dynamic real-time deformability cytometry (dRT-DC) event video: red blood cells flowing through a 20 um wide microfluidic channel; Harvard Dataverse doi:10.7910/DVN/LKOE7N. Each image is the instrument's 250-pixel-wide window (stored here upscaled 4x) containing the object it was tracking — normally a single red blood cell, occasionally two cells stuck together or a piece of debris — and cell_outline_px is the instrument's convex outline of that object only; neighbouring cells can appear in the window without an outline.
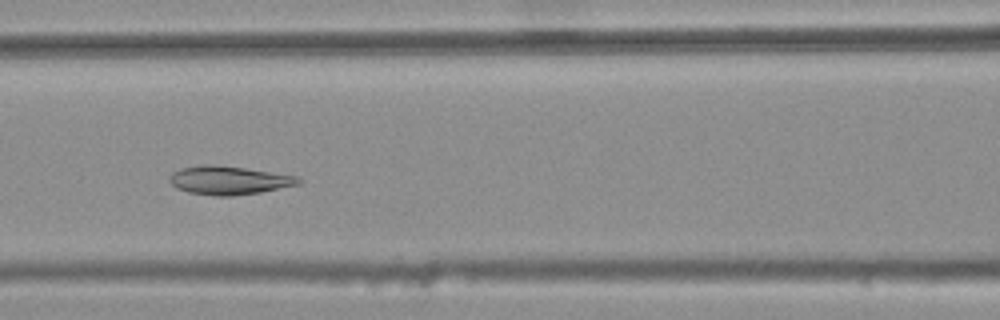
{"species": "common noctule bat (a hibernating species)", "species_latin": "Nyctalus noctula", "temperature_condition": "warm", "stored_images_in_passage": 46, "camera_frame_rate_fps": 3000, "um_per_image_px": 0.085, "animal": {"sex": "female", "body_mass_g": 25.1}, "frame": {"image": 1, "passage_image": 24, "time_ms": 7.667, "image_size_px": [1000, 320], "cell_outline_px": [[304, 180], [300, 184], [260, 192], [232, 196], [216, 196], [188, 192], [176, 188], [168, 180], [168, 176], [172, 172], [180, 168], [208, 164], [216, 164], [300, 176]], "centroid_in_image_um": [19.46, 15.32], "position_along_channel_um": 147.1, "area_um2": 21.62}}
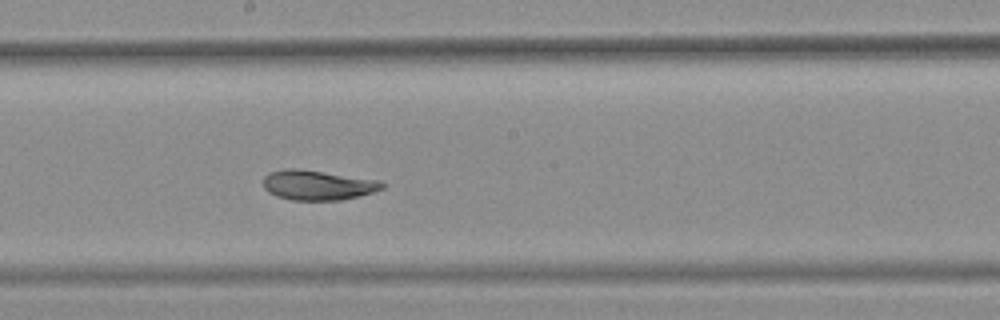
{"frame": {"image": 2, "passage_image": 30, "time_ms": 9.667, "image_size_px": [1000, 320], "cell_outline_px": [[384, 188], [360, 196], [340, 200], [292, 200], [276, 196], [268, 192], [264, 188], [264, 176], [268, 172], [284, 168], [296, 168], [380, 180], [384, 184]], "centroid_in_image_um": [26.98, 15.73], "position_along_channel_um": 221.2, "area_um2": 20.75}}
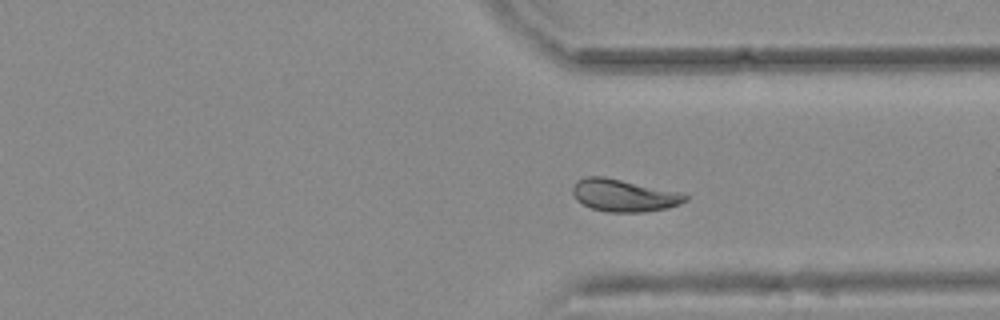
{"frame": {"image": 3, "passage_image": 41, "time_ms": 13.333, "image_size_px": [1000, 320], "cell_outline_px": [[688, 200], [680, 204], [664, 208], [644, 212], [608, 212], [592, 208], [576, 200], [572, 192], [572, 188], [576, 180], [588, 176], [604, 176], [684, 192], [688, 196]], "centroid_in_image_um": [53.05, 16.59], "position_along_channel_um": 358.3, "area_um2": 21.44}, "authors_computed_cell_mechanics": {"area_um2": 21.7039, "velocity_mm_per_s": 3.7264, "shape_relaxation_time_tau1_ms": null, "shape_relaxation_time_tau2_ms": 2.3979, "deformation_change_tau1": null, "deformation_change_tau2": 0.0565}}